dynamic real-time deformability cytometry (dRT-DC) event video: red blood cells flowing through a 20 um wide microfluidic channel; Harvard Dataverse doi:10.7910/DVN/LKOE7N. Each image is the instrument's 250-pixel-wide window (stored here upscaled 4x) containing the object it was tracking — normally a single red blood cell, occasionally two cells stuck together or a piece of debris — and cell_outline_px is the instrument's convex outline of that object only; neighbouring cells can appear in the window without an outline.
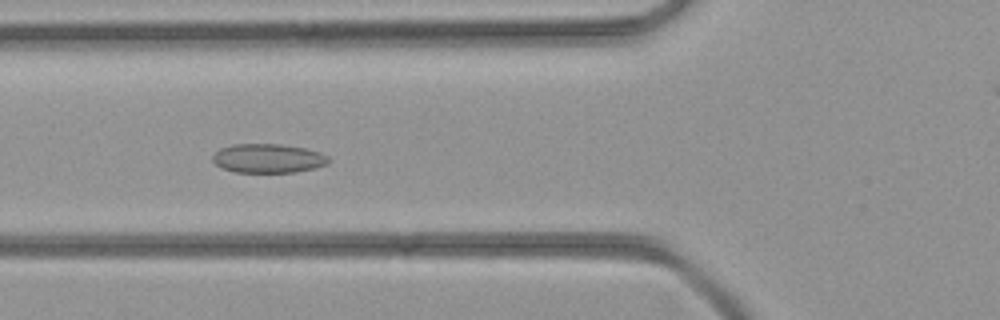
{"species": "common noctule bat (a hibernating species)", "species_latin": "Nyctalus noctula", "temperature_condition": "room temperature", "stored_images_in_passage": 33, "camera_frame_rate_fps": 3000, "um_per_image_px": 0.085, "animal": {"sex": "female", "body_mass_g": 21.9}, "frame": {"image": 1, "passage_image": 5, "time_ms": 1.333, "image_size_px": [1000, 320], "cell_outline_px": [[332, 160], [328, 164], [316, 168], [296, 172], [232, 172], [220, 168], [212, 160], [212, 156], [220, 148], [232, 144], [280, 144], [304, 148], [320, 152], [328, 156]], "centroid_in_image_um": [22.8, 13.46], "position_along_channel_um": 103.0, "area_um2": 19.88}}
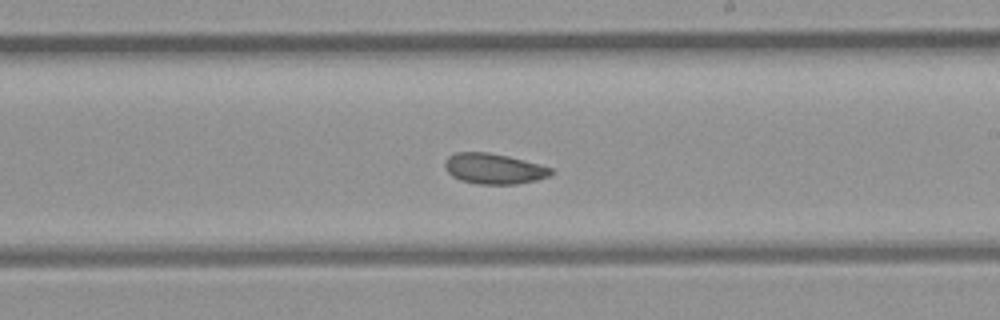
{"frame": {"image": 2, "passage_image": 14, "time_ms": 4.333, "image_size_px": [1000, 320], "cell_outline_px": [[556, 172], [548, 176], [536, 180], [516, 184], [476, 184], [460, 180], [452, 176], [444, 168], [444, 160], [448, 156], [456, 152], [488, 152], [508, 156], [540, 164], [552, 168]], "centroid_in_image_um": [41.97, 14.33], "position_along_channel_um": 247.0, "area_um2": 19.07}}
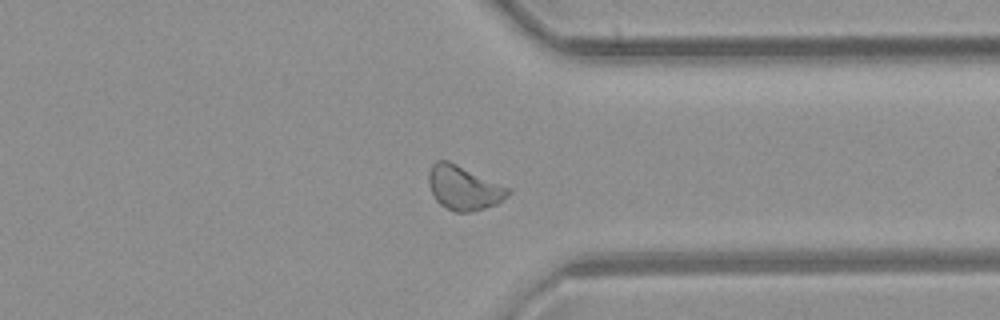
{"frame": {"image": 3, "passage_image": 22, "time_ms": 7.0, "image_size_px": [1000, 320], "cell_outline_px": [[512, 192], [508, 196], [496, 204], [484, 208], [468, 212], [456, 212], [440, 204], [436, 200], [432, 192], [428, 180], [428, 172], [432, 164], [436, 160], [448, 160], [512, 188]], "centroid_in_image_um": [39.44, 15.95], "position_along_channel_um": 372.0, "area_um2": 20.52}}